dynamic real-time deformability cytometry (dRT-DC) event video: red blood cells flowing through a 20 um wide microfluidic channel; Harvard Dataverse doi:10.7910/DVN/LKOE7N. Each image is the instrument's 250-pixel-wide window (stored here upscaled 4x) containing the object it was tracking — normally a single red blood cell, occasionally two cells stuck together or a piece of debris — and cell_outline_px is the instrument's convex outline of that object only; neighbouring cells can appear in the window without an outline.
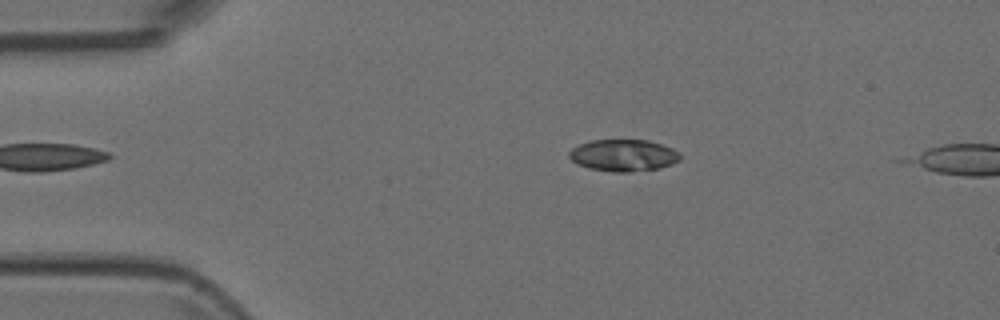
{"species": "Egyptian fruit bat (a non-hibernating species)", "species_latin": "Rousettus aegyptiacus", "temperature_condition": "room temperature", "stored_images_in_passage": 4, "camera_frame_rate_fps": 3000, "um_per_image_px": 0.085, "animal": {"sex": "female"}, "frame": {"image": 1, "passage_image": 2, "time_ms": 0.333, "image_size_px": [1000, 320], "cell_outline_px": [[680, 160], [672, 164], [660, 168], [628, 172], [612, 172], [588, 168], [572, 160], [568, 156], [568, 152], [572, 148], [580, 144], [592, 140], [648, 140], [672, 148], [680, 152]], "centroid_in_image_um": [53.0, 13.2], "position_along_channel_um": 32.0, "area_um2": 20.58}}